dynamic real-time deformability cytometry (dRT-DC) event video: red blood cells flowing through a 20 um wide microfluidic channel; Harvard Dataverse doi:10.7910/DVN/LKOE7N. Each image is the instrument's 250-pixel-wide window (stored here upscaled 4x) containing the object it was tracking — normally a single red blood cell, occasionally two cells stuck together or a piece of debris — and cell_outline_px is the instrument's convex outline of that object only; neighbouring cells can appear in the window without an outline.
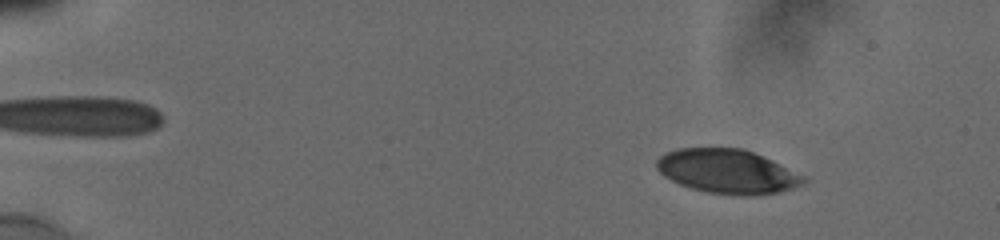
{"species": "human", "species_latin": "Homo sapiens", "temperature_condition": "cold", "stored_images_in_passage": 55, "camera_frame_rate_fps": 3000, "um_per_image_px": 0.085, "donor": {"sex": "male"}, "frame": {"image": 1, "passage_image": 8, "time_ms": 2.333, "image_size_px": [1000, 240], "cell_outline_px": [[808, 180], [804, 184], [780, 192], [748, 196], [744, 196], [708, 192], [692, 188], [680, 184], [664, 176], [656, 168], [656, 160], [660, 156], [668, 152], [680, 148], [740, 148], [752, 152], [772, 160], [804, 176]], "centroid_in_image_um": [61.84, 14.58], "position_along_channel_um": 23.2, "area_um2": 37.51}}
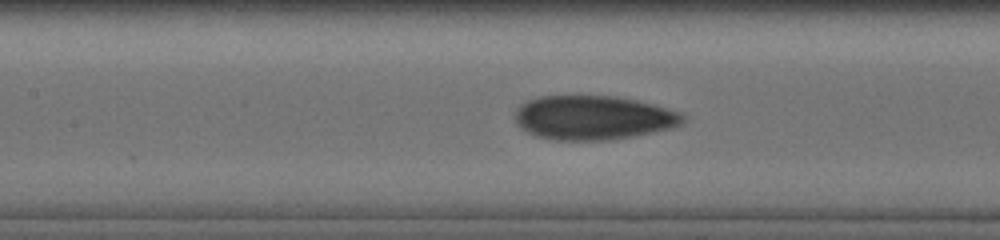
{"frame": {"image": 2, "passage_image": 28, "time_ms": 9.0, "image_size_px": [1000, 240], "cell_outline_px": [[684, 120], [680, 124], [672, 128], [612, 140], [552, 140], [536, 136], [528, 132], [516, 120], [516, 112], [520, 104], [528, 100], [540, 96], [616, 96], [636, 100], [680, 112], [684, 116]], "centroid_in_image_um": [50.43, 10.0], "position_along_channel_um": 157.0, "area_um2": 42.83}}
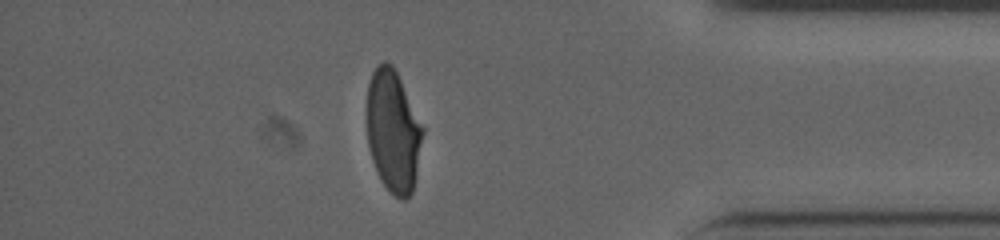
{"frame": {"image": 3, "passage_image": 49, "time_ms": 16.0, "image_size_px": [1000, 240], "cell_outline_px": [[424, 132], [412, 192], [404, 200], [400, 200], [384, 184], [372, 160], [368, 144], [368, 84], [372, 72], [384, 60], [392, 64], [424, 128]], "centroid_in_image_um": [33.43, 11.14], "position_along_channel_um": 401.8, "area_um2": 38.9}, "authors_computed_cell_mechanics": {"area_um2": 41.0958, "velocity_mm_per_s": 3.855, "shape_relaxation_time_tau1_ms": 6.726, "shape_relaxation_time_tau2_ms": 1.0193, "deformation_change_tau1": 0.1963, "deformation_change_tau2": 0.0714}}